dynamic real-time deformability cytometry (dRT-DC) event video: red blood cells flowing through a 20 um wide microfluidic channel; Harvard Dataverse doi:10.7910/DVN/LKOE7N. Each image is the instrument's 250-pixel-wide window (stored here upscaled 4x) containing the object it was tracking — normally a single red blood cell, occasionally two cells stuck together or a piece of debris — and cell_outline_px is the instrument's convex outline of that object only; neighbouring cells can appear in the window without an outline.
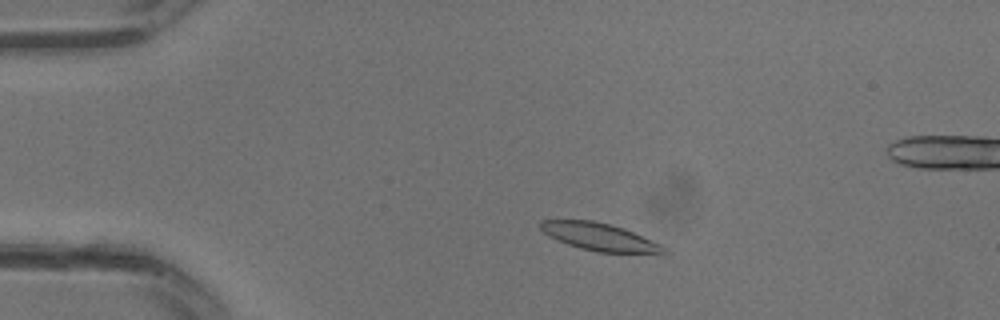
{"species": "common noctule bat (a hibernating species)", "species_latin": "Nyctalus noctula", "temperature_condition": "warm", "stored_images_in_passage": 31, "camera_frame_rate_fps": 3000, "um_per_image_px": 0.085, "animal": {"sex": "male", "body_mass_g": 13.3}, "frame": {"image": 1, "passage_image": 5, "time_ms": 1.333, "image_size_px": [1000, 320], "cell_outline_px": [[668, 248], [664, 256], [596, 252], [580, 248], [568, 244], [548, 236], [540, 228], [540, 220], [592, 220], [624, 228], [660, 244]], "centroid_in_image_um": [51.08, 20.19], "position_along_channel_um": 33.9, "area_um2": 20.35}}
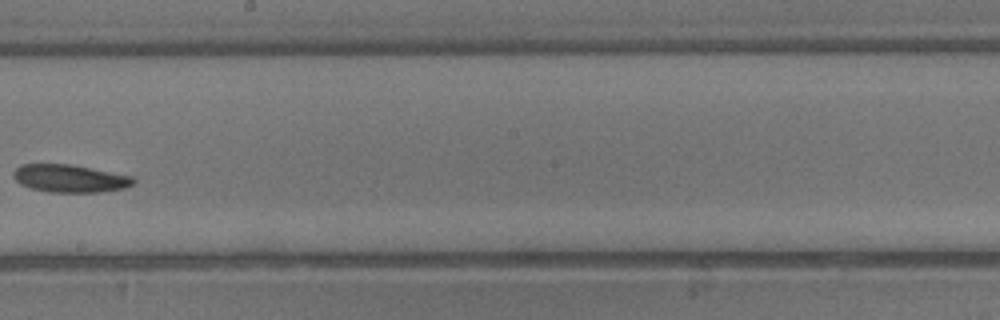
{"frame": {"image": 2, "passage_image": 17, "time_ms": 5.333, "image_size_px": [1000, 320], "cell_outline_px": [[136, 180], [132, 184], [124, 188], [100, 192], [48, 192], [32, 188], [20, 184], [12, 176], [12, 172], [20, 164], [72, 164], [132, 176]], "centroid_in_image_um": [5.91, 15.16], "position_along_channel_um": 242.3, "area_um2": 19.42}}
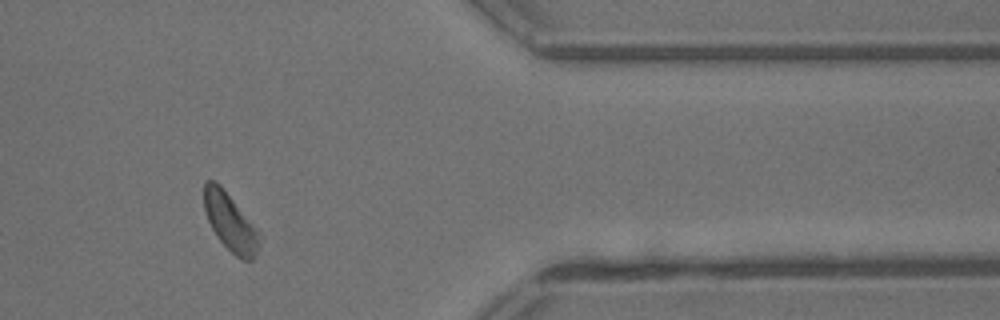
{"frame": {"image": 3, "passage_image": 25, "time_ms": 8.0, "image_size_px": [1000, 320], "cell_outline_px": [[260, 236], [256, 256], [252, 260], [240, 260], [216, 236], [208, 220], [204, 208], [204, 184], [208, 180], [212, 180], [220, 184], [260, 232]], "centroid_in_image_um": [19.58, 18.89], "position_along_channel_um": 391.8, "area_um2": 18.38}}